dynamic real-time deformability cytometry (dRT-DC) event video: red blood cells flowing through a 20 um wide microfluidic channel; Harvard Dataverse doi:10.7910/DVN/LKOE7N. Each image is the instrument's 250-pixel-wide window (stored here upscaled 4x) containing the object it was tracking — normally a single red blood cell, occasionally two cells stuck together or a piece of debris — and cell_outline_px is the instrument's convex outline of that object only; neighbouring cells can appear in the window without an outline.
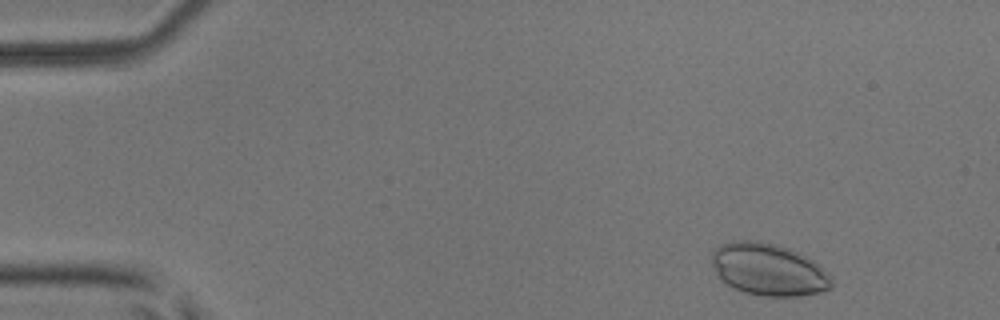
{"species": "common noctule bat (a hibernating species)", "species_latin": "Nyctalus noctula", "temperature_condition": "room temperature", "stored_images_in_passage": 50, "camera_frame_rate_fps": 3000, "um_per_image_px": 0.085, "animal": {"sex": "male", "body_mass_g": 17.9, "forearm_length_mm": 54.2}, "frame": {"image": 1, "passage_image": 3, "time_ms": 0.667, "image_size_px": [1000, 320], "cell_outline_px": [[832, 288], [824, 292], [796, 296], [764, 296], [744, 292], [724, 284], [720, 280], [712, 264], [712, 252], [720, 244], [732, 240], [756, 240], [776, 244], [800, 252], [808, 256], [820, 264], [828, 276], [832, 284]], "centroid_in_image_um": [65.31, 22.9], "position_along_channel_um": 19.7, "area_um2": 36.82}}
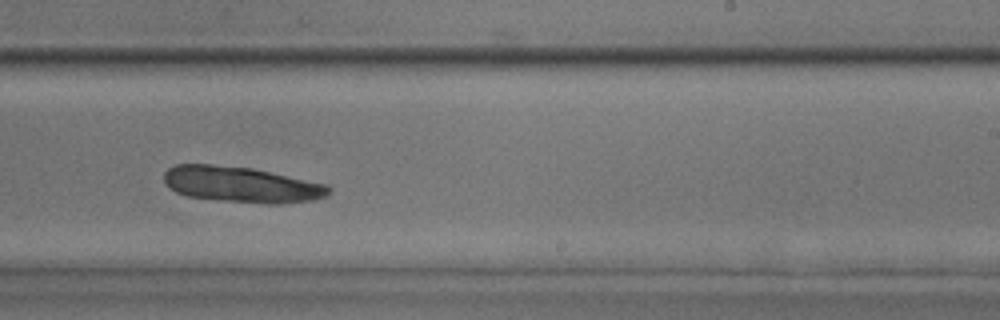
{"frame": {"image": 2, "passage_image": 30, "time_ms": 9.667, "image_size_px": [1000, 320], "cell_outline_px": [[332, 192], [328, 196], [312, 200], [280, 204], [264, 204], [224, 200], [188, 196], [176, 192], [168, 188], [164, 184], [164, 172], [168, 168], [176, 164], [212, 164], [252, 168], [328, 184], [332, 188]], "centroid_in_image_um": [20.55, 15.68], "position_along_channel_um": 268.5, "area_um2": 34.68}}
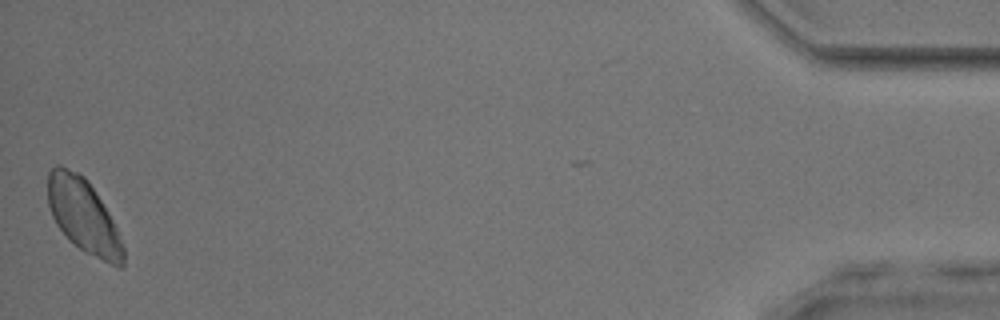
{"frame": {"image": 3, "passage_image": 49, "time_ms": 16.0, "image_size_px": [1000, 320], "cell_outline_px": [[124, 268], [116, 268], [84, 252], [56, 224], [52, 216], [48, 204], [48, 172], [56, 164], [60, 164], [84, 176], [88, 180], [108, 212], [116, 228], [124, 248]], "centroid_in_image_um": [7.11, 18.36], "position_along_channel_um": 428.1, "area_um2": 32.31}}